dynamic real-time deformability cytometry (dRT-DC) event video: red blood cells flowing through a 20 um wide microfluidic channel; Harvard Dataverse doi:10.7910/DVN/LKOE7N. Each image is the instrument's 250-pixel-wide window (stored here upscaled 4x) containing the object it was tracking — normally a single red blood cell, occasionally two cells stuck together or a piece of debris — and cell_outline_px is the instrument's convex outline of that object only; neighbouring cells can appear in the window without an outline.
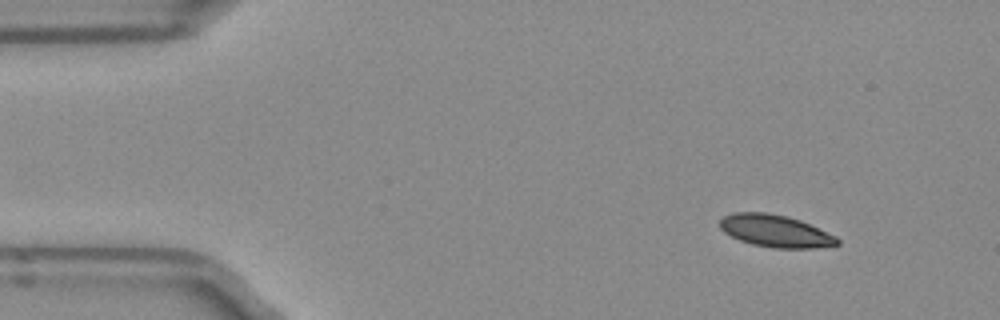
{"species": "Egyptian fruit bat (a non-hibernating species)", "species_latin": "Rousettus aegyptiacus", "temperature_condition": "room temperature", "stored_images_in_passage": 5, "camera_frame_rate_fps": 3000, "um_per_image_px": 0.085, "frame": {"image": 1, "passage_image": 1, "time_ms": 0.0, "image_size_px": [1000, 320], "cell_outline_px": [[840, 244], [812, 248], [772, 248], [752, 244], [740, 240], [724, 232], [720, 228], [720, 220], [724, 216], [732, 212], [768, 212], [788, 216], [800, 220], [836, 236], [840, 240]], "centroid_in_image_um": [65.9, 19.62], "position_along_channel_um": 19.1, "area_um2": 22.08}}
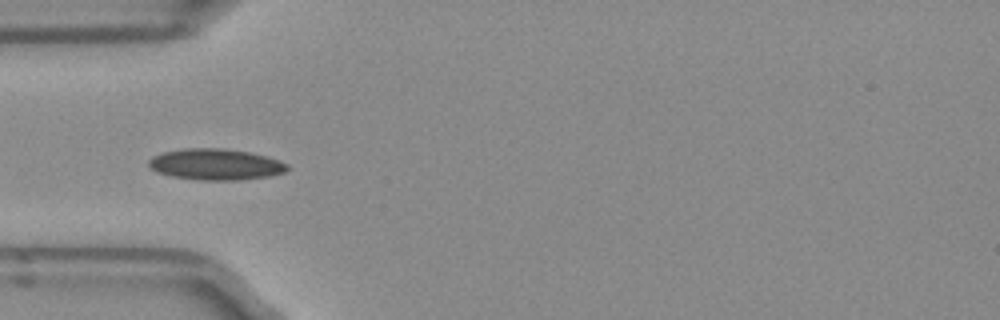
{"frame": {"image": 2, "passage_image": 4, "time_ms": 1.0, "image_size_px": [1000, 320], "cell_outline_px": [[288, 168], [284, 172], [268, 176], [240, 180], [200, 180], [172, 176], [156, 172], [148, 164], [148, 160], [152, 156], [164, 152], [184, 148], [224, 148], [248, 152], [268, 156], [280, 160], [288, 164]], "centroid_in_image_um": [18.33, 13.96], "position_along_channel_um": 66.7, "area_um2": 25.2}}
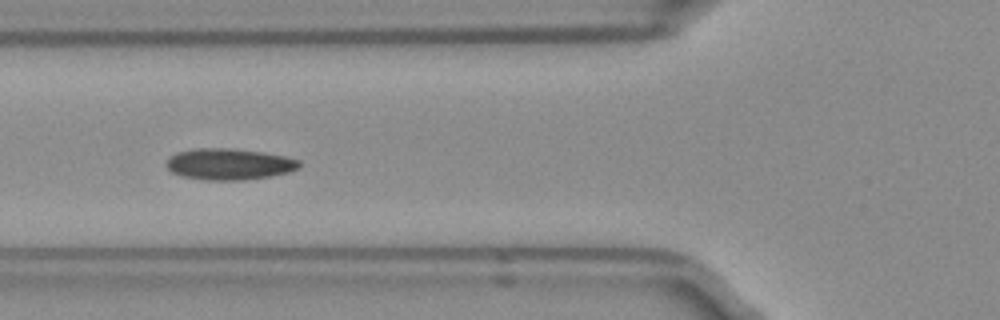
{"frame": {"image": 3, "passage_image": 5, "time_ms": 1.333, "image_size_px": [1000, 320], "cell_outline_px": [[300, 168], [288, 172], [272, 176], [244, 180], [204, 180], [184, 176], [172, 172], [168, 168], [168, 156], [176, 152], [196, 148], [228, 148], [264, 152], [288, 156], [300, 160]], "centroid_in_image_um": [19.52, 13.94], "position_along_channel_um": 106.3, "area_um2": 24.39}}